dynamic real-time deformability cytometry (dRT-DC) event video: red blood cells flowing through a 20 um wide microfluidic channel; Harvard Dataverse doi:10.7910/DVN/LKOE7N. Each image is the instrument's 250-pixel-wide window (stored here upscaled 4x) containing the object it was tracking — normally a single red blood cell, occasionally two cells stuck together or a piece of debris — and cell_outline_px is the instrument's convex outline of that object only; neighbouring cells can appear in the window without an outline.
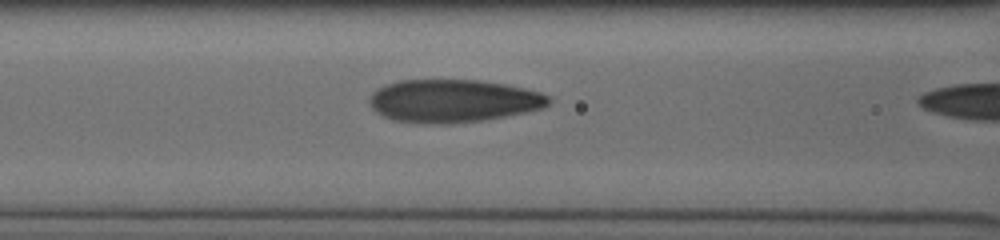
{"species": "human", "species_latin": "Homo sapiens", "temperature_condition": "cold", "stored_images_in_passage": 10, "camera_frame_rate_fps": 3000, "um_per_image_px": 0.085, "donor": {"sex": "male"}, "frame": {"image": 1, "passage_image": 9, "time_ms": 2.667, "image_size_px": [1000, 240], "cell_outline_px": [[548, 104], [540, 108], [480, 120], [452, 124], [444, 124], [396, 120], [384, 116], [376, 112], [372, 108], [368, 100], [372, 92], [388, 84], [400, 80], [480, 80], [504, 84], [524, 88], [540, 92], [548, 96]], "centroid_in_image_um": [38.46, 8.56], "position_along_channel_um": 128.1, "area_um2": 43.93}}